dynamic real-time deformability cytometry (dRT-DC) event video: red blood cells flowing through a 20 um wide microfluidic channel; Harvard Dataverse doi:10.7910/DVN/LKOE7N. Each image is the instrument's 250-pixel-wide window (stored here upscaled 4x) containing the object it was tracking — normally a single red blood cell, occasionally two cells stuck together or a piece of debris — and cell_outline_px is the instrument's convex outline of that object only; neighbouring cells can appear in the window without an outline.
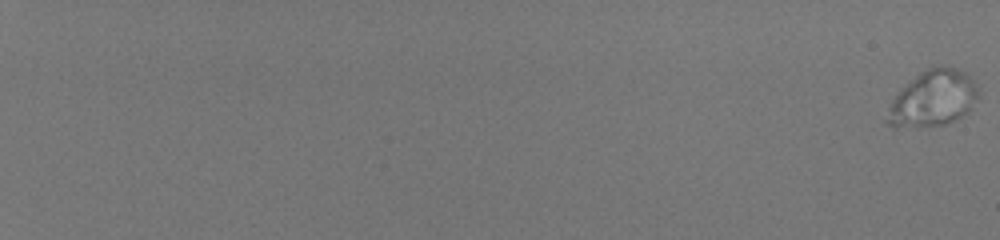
{"species": "human", "species_latin": "Homo sapiens", "temperature_condition": "room temperature", "stored_images_in_passage": 60, "camera_frame_rate_fps": 3000, "um_per_image_px": 0.085, "donor": {"sex": "male"}, "frame": {"image": 1, "passage_image": 1, "time_ms": 0.0, "image_size_px": [1000, 240], "cell_outline_px": [[980, 96], [968, 112], [944, 124], [896, 128], [888, 124], [884, 120], [888, 108], [892, 100], [916, 76], [928, 68], [940, 64], [956, 68], [964, 72], [976, 84], [980, 92]], "centroid_in_image_um": [79.32, 8.37], "position_along_channel_um": 5.7, "area_um2": 29.48}}
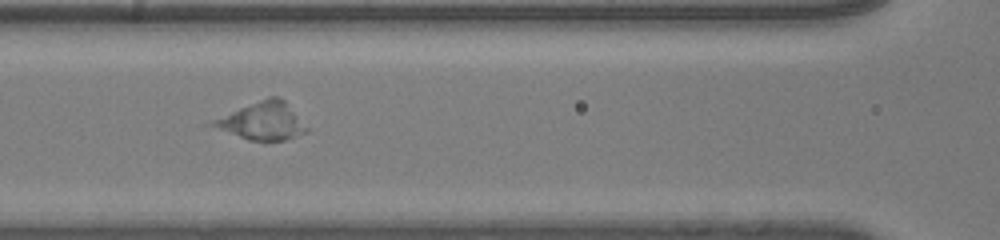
{"frame": {"image": 2, "passage_image": 35, "time_ms": 11.333, "image_size_px": [1000, 240], "cell_outline_px": [[308, 132], [284, 140], [248, 140], [208, 124], [212, 120], [268, 96], [276, 96], [284, 100], [308, 128]], "centroid_in_image_um": [22.33, 10.29], "position_along_channel_um": 144.3, "area_um2": 19.94}}
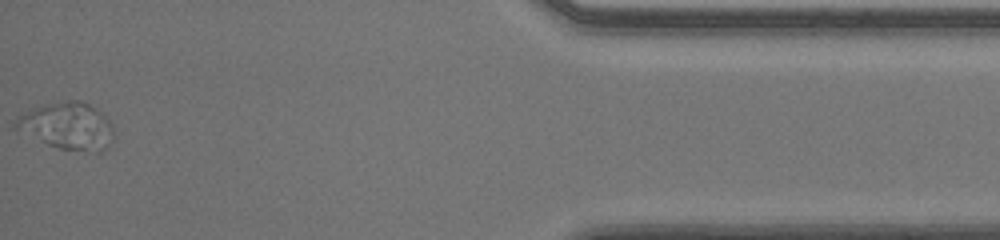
{"frame": {"image": 3, "passage_image": 60, "time_ms": 19.667, "image_size_px": [1000, 240], "cell_outline_px": [[112, 140], [100, 152], [96, 152], [60, 148], [48, 144], [12, 128], [12, 124], [28, 108], [44, 104], [68, 100], [80, 100], [88, 104], [100, 112], [112, 124]], "centroid_in_image_um": [5.68, 10.68], "position_along_channel_um": 429.5, "area_um2": 26.59}}